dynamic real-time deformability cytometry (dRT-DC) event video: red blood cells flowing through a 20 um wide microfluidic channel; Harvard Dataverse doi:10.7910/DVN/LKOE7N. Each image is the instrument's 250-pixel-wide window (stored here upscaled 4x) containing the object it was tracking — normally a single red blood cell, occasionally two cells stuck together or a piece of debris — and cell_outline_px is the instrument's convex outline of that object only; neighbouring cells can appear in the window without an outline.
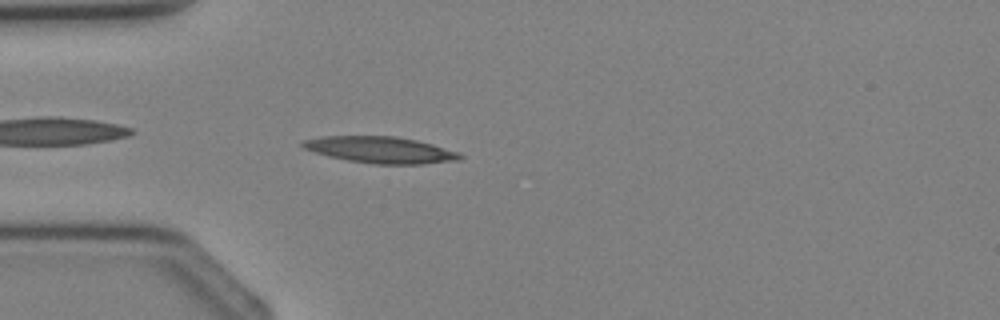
{"species": "Egyptian fruit bat (a non-hibernating species)", "species_latin": "Rousettus aegyptiacus", "temperature_condition": "cold", "stored_images_in_passage": 3, "camera_frame_rate_fps": 3000, "um_per_image_px": 0.085, "animal": {"sex": "female"}, "frame": {"image": 1, "passage_image": 3, "time_ms": 2.333, "image_size_px": [1000, 320], "cell_outline_px": [[464, 156], [460, 160], [424, 164], [376, 164], [348, 160], [328, 156], [304, 148], [300, 144], [304, 140], [320, 136], [396, 136], [416, 140], [432, 144], [460, 152]], "centroid_in_image_um": [32.38, 12.73], "position_along_channel_um": 52.6, "area_um2": 24.28}}